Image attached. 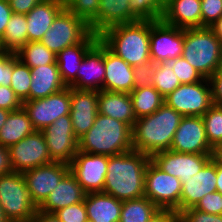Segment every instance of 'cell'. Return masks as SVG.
<instances>
[{"mask_svg":"<svg viewBox=\"0 0 222 222\" xmlns=\"http://www.w3.org/2000/svg\"><path fill=\"white\" fill-rule=\"evenodd\" d=\"M150 160L133 149L110 156L103 193L121 201L144 197L145 171Z\"/></svg>","mask_w":222,"mask_h":222,"instance_id":"6da1fadb","label":"cell"},{"mask_svg":"<svg viewBox=\"0 0 222 222\" xmlns=\"http://www.w3.org/2000/svg\"><path fill=\"white\" fill-rule=\"evenodd\" d=\"M182 117L164 103L153 114L137 118L132 129L133 150L149 157L169 150Z\"/></svg>","mask_w":222,"mask_h":222,"instance_id":"7a4b0ae2","label":"cell"},{"mask_svg":"<svg viewBox=\"0 0 222 222\" xmlns=\"http://www.w3.org/2000/svg\"><path fill=\"white\" fill-rule=\"evenodd\" d=\"M151 21L111 26L99 34L100 41L132 67L151 61Z\"/></svg>","mask_w":222,"mask_h":222,"instance_id":"3957f363","label":"cell"},{"mask_svg":"<svg viewBox=\"0 0 222 222\" xmlns=\"http://www.w3.org/2000/svg\"><path fill=\"white\" fill-rule=\"evenodd\" d=\"M132 149V128L99 113L88 132L78 139V151L83 153L110 157Z\"/></svg>","mask_w":222,"mask_h":222,"instance_id":"277c9868","label":"cell"},{"mask_svg":"<svg viewBox=\"0 0 222 222\" xmlns=\"http://www.w3.org/2000/svg\"><path fill=\"white\" fill-rule=\"evenodd\" d=\"M182 57L209 79L222 67V43L210 27L186 28Z\"/></svg>","mask_w":222,"mask_h":222,"instance_id":"5b68a950","label":"cell"},{"mask_svg":"<svg viewBox=\"0 0 222 222\" xmlns=\"http://www.w3.org/2000/svg\"><path fill=\"white\" fill-rule=\"evenodd\" d=\"M0 205L11 222H30L37 207L32 203L22 173L0 176Z\"/></svg>","mask_w":222,"mask_h":222,"instance_id":"8992f818","label":"cell"},{"mask_svg":"<svg viewBox=\"0 0 222 222\" xmlns=\"http://www.w3.org/2000/svg\"><path fill=\"white\" fill-rule=\"evenodd\" d=\"M182 182L163 172L151 160L145 171L144 196L159 209L174 210L180 213Z\"/></svg>","mask_w":222,"mask_h":222,"instance_id":"52a82bcc","label":"cell"},{"mask_svg":"<svg viewBox=\"0 0 222 222\" xmlns=\"http://www.w3.org/2000/svg\"><path fill=\"white\" fill-rule=\"evenodd\" d=\"M91 33L90 27L84 21L64 7L40 42L57 55L66 47L83 42Z\"/></svg>","mask_w":222,"mask_h":222,"instance_id":"ba28073f","label":"cell"},{"mask_svg":"<svg viewBox=\"0 0 222 222\" xmlns=\"http://www.w3.org/2000/svg\"><path fill=\"white\" fill-rule=\"evenodd\" d=\"M165 104L182 116H203L214 104L209 79L181 84L165 97Z\"/></svg>","mask_w":222,"mask_h":222,"instance_id":"9c48e42d","label":"cell"},{"mask_svg":"<svg viewBox=\"0 0 222 222\" xmlns=\"http://www.w3.org/2000/svg\"><path fill=\"white\" fill-rule=\"evenodd\" d=\"M35 130L42 131L59 117L70 115V87L45 98L22 102Z\"/></svg>","mask_w":222,"mask_h":222,"instance_id":"30bf717a","label":"cell"},{"mask_svg":"<svg viewBox=\"0 0 222 222\" xmlns=\"http://www.w3.org/2000/svg\"><path fill=\"white\" fill-rule=\"evenodd\" d=\"M8 149L13 171L18 173L53 162L44 134L38 130L11 145Z\"/></svg>","mask_w":222,"mask_h":222,"instance_id":"8fae6325","label":"cell"},{"mask_svg":"<svg viewBox=\"0 0 222 222\" xmlns=\"http://www.w3.org/2000/svg\"><path fill=\"white\" fill-rule=\"evenodd\" d=\"M109 156L77 151L69 171L86 193L103 192Z\"/></svg>","mask_w":222,"mask_h":222,"instance_id":"7c38bea8","label":"cell"},{"mask_svg":"<svg viewBox=\"0 0 222 222\" xmlns=\"http://www.w3.org/2000/svg\"><path fill=\"white\" fill-rule=\"evenodd\" d=\"M41 132L44 134L51 160L69 164L78 151V139L74 135L70 115L59 117Z\"/></svg>","mask_w":222,"mask_h":222,"instance_id":"4fadbf2b","label":"cell"},{"mask_svg":"<svg viewBox=\"0 0 222 222\" xmlns=\"http://www.w3.org/2000/svg\"><path fill=\"white\" fill-rule=\"evenodd\" d=\"M184 29L162 20L151 21L150 55L153 63L169 62L182 56Z\"/></svg>","mask_w":222,"mask_h":222,"instance_id":"5bb4252c","label":"cell"},{"mask_svg":"<svg viewBox=\"0 0 222 222\" xmlns=\"http://www.w3.org/2000/svg\"><path fill=\"white\" fill-rule=\"evenodd\" d=\"M68 172L69 164L63 162H52L23 172L32 203L39 208Z\"/></svg>","mask_w":222,"mask_h":222,"instance_id":"9a60e30c","label":"cell"},{"mask_svg":"<svg viewBox=\"0 0 222 222\" xmlns=\"http://www.w3.org/2000/svg\"><path fill=\"white\" fill-rule=\"evenodd\" d=\"M213 155L178 153L169 149L154 154L151 161L163 172L180 179L183 183L199 172Z\"/></svg>","mask_w":222,"mask_h":222,"instance_id":"2e32d148","label":"cell"},{"mask_svg":"<svg viewBox=\"0 0 222 222\" xmlns=\"http://www.w3.org/2000/svg\"><path fill=\"white\" fill-rule=\"evenodd\" d=\"M170 150L178 153L214 154L207 141L201 116H183L174 134Z\"/></svg>","mask_w":222,"mask_h":222,"instance_id":"e0dca14e","label":"cell"},{"mask_svg":"<svg viewBox=\"0 0 222 222\" xmlns=\"http://www.w3.org/2000/svg\"><path fill=\"white\" fill-rule=\"evenodd\" d=\"M98 94L96 90H77L70 87V117L74 135L83 136L94 124L98 115Z\"/></svg>","mask_w":222,"mask_h":222,"instance_id":"ac0fdd59","label":"cell"},{"mask_svg":"<svg viewBox=\"0 0 222 222\" xmlns=\"http://www.w3.org/2000/svg\"><path fill=\"white\" fill-rule=\"evenodd\" d=\"M105 77L104 44L100 39L86 52L76 74L77 90H103Z\"/></svg>","mask_w":222,"mask_h":222,"instance_id":"d6986e66","label":"cell"},{"mask_svg":"<svg viewBox=\"0 0 222 222\" xmlns=\"http://www.w3.org/2000/svg\"><path fill=\"white\" fill-rule=\"evenodd\" d=\"M216 158L212 159L195 175L182 183L180 212L194 207L205 195L216 192Z\"/></svg>","mask_w":222,"mask_h":222,"instance_id":"ffe728a7","label":"cell"},{"mask_svg":"<svg viewBox=\"0 0 222 222\" xmlns=\"http://www.w3.org/2000/svg\"><path fill=\"white\" fill-rule=\"evenodd\" d=\"M105 77L103 90L130 93L134 88V69L104 45Z\"/></svg>","mask_w":222,"mask_h":222,"instance_id":"44dd1931","label":"cell"},{"mask_svg":"<svg viewBox=\"0 0 222 222\" xmlns=\"http://www.w3.org/2000/svg\"><path fill=\"white\" fill-rule=\"evenodd\" d=\"M162 21L183 29L202 27L201 0H164Z\"/></svg>","mask_w":222,"mask_h":222,"instance_id":"7402d4cb","label":"cell"},{"mask_svg":"<svg viewBox=\"0 0 222 222\" xmlns=\"http://www.w3.org/2000/svg\"><path fill=\"white\" fill-rule=\"evenodd\" d=\"M99 40V35L91 33L83 42L66 47L56 55L59 73L66 87L76 83V74L86 52Z\"/></svg>","mask_w":222,"mask_h":222,"instance_id":"603a6c76","label":"cell"},{"mask_svg":"<svg viewBox=\"0 0 222 222\" xmlns=\"http://www.w3.org/2000/svg\"><path fill=\"white\" fill-rule=\"evenodd\" d=\"M86 194L69 171L38 209L43 212L54 213L61 208L84 201Z\"/></svg>","mask_w":222,"mask_h":222,"instance_id":"cb8c5ba5","label":"cell"},{"mask_svg":"<svg viewBox=\"0 0 222 222\" xmlns=\"http://www.w3.org/2000/svg\"><path fill=\"white\" fill-rule=\"evenodd\" d=\"M64 8V0H43L26 14L28 42L40 41Z\"/></svg>","mask_w":222,"mask_h":222,"instance_id":"d4e9b609","label":"cell"},{"mask_svg":"<svg viewBox=\"0 0 222 222\" xmlns=\"http://www.w3.org/2000/svg\"><path fill=\"white\" fill-rule=\"evenodd\" d=\"M98 113L122 121L132 129L136 121L130 93L126 92L99 91Z\"/></svg>","mask_w":222,"mask_h":222,"instance_id":"484cf974","label":"cell"},{"mask_svg":"<svg viewBox=\"0 0 222 222\" xmlns=\"http://www.w3.org/2000/svg\"><path fill=\"white\" fill-rule=\"evenodd\" d=\"M31 69L30 100L45 98L64 88L57 64H48Z\"/></svg>","mask_w":222,"mask_h":222,"instance_id":"4316f807","label":"cell"},{"mask_svg":"<svg viewBox=\"0 0 222 222\" xmlns=\"http://www.w3.org/2000/svg\"><path fill=\"white\" fill-rule=\"evenodd\" d=\"M86 213L94 222H119L122 201L103 192L87 193L85 197Z\"/></svg>","mask_w":222,"mask_h":222,"instance_id":"83f0119b","label":"cell"},{"mask_svg":"<svg viewBox=\"0 0 222 222\" xmlns=\"http://www.w3.org/2000/svg\"><path fill=\"white\" fill-rule=\"evenodd\" d=\"M34 131L35 128L23 107L10 111L4 126L0 129V144L9 148Z\"/></svg>","mask_w":222,"mask_h":222,"instance_id":"f1b7e54d","label":"cell"},{"mask_svg":"<svg viewBox=\"0 0 222 222\" xmlns=\"http://www.w3.org/2000/svg\"><path fill=\"white\" fill-rule=\"evenodd\" d=\"M129 0H100L98 12V35L107 28L132 23Z\"/></svg>","mask_w":222,"mask_h":222,"instance_id":"f546056e","label":"cell"},{"mask_svg":"<svg viewBox=\"0 0 222 222\" xmlns=\"http://www.w3.org/2000/svg\"><path fill=\"white\" fill-rule=\"evenodd\" d=\"M28 42L25 14L13 13L0 39L2 51L16 53Z\"/></svg>","mask_w":222,"mask_h":222,"instance_id":"4dcf8cb0","label":"cell"},{"mask_svg":"<svg viewBox=\"0 0 222 222\" xmlns=\"http://www.w3.org/2000/svg\"><path fill=\"white\" fill-rule=\"evenodd\" d=\"M133 112L137 118L151 115L164 103L165 98L153 87L134 88L130 92Z\"/></svg>","mask_w":222,"mask_h":222,"instance_id":"1f68e13d","label":"cell"},{"mask_svg":"<svg viewBox=\"0 0 222 222\" xmlns=\"http://www.w3.org/2000/svg\"><path fill=\"white\" fill-rule=\"evenodd\" d=\"M160 209L147 197L122 201L119 222H147Z\"/></svg>","mask_w":222,"mask_h":222,"instance_id":"d6a6232c","label":"cell"},{"mask_svg":"<svg viewBox=\"0 0 222 222\" xmlns=\"http://www.w3.org/2000/svg\"><path fill=\"white\" fill-rule=\"evenodd\" d=\"M16 55L29 68L57 64L56 55L40 41L27 42Z\"/></svg>","mask_w":222,"mask_h":222,"instance_id":"836d02e7","label":"cell"},{"mask_svg":"<svg viewBox=\"0 0 222 222\" xmlns=\"http://www.w3.org/2000/svg\"><path fill=\"white\" fill-rule=\"evenodd\" d=\"M100 0H64V7L75 17L84 21L92 33L98 35V12Z\"/></svg>","mask_w":222,"mask_h":222,"instance_id":"e575fe53","label":"cell"},{"mask_svg":"<svg viewBox=\"0 0 222 222\" xmlns=\"http://www.w3.org/2000/svg\"><path fill=\"white\" fill-rule=\"evenodd\" d=\"M31 69L25 65L16 53H13V73L10 88L21 102L30 101Z\"/></svg>","mask_w":222,"mask_h":222,"instance_id":"d590c367","label":"cell"},{"mask_svg":"<svg viewBox=\"0 0 222 222\" xmlns=\"http://www.w3.org/2000/svg\"><path fill=\"white\" fill-rule=\"evenodd\" d=\"M132 22L159 21L164 14V0H129Z\"/></svg>","mask_w":222,"mask_h":222,"instance_id":"8d00e7d4","label":"cell"},{"mask_svg":"<svg viewBox=\"0 0 222 222\" xmlns=\"http://www.w3.org/2000/svg\"><path fill=\"white\" fill-rule=\"evenodd\" d=\"M153 78V87L164 98L181 85L169 62L157 63Z\"/></svg>","mask_w":222,"mask_h":222,"instance_id":"74e56055","label":"cell"},{"mask_svg":"<svg viewBox=\"0 0 222 222\" xmlns=\"http://www.w3.org/2000/svg\"><path fill=\"white\" fill-rule=\"evenodd\" d=\"M202 119L207 141L213 149H216L222 143V107L213 104Z\"/></svg>","mask_w":222,"mask_h":222,"instance_id":"f35d334b","label":"cell"},{"mask_svg":"<svg viewBox=\"0 0 222 222\" xmlns=\"http://www.w3.org/2000/svg\"><path fill=\"white\" fill-rule=\"evenodd\" d=\"M169 63L181 84L195 83L204 79L182 56Z\"/></svg>","mask_w":222,"mask_h":222,"instance_id":"ab89813d","label":"cell"},{"mask_svg":"<svg viewBox=\"0 0 222 222\" xmlns=\"http://www.w3.org/2000/svg\"><path fill=\"white\" fill-rule=\"evenodd\" d=\"M61 222H87L85 202H79L54 212Z\"/></svg>","mask_w":222,"mask_h":222,"instance_id":"60d3db41","label":"cell"},{"mask_svg":"<svg viewBox=\"0 0 222 222\" xmlns=\"http://www.w3.org/2000/svg\"><path fill=\"white\" fill-rule=\"evenodd\" d=\"M202 27H210L222 16V0H201Z\"/></svg>","mask_w":222,"mask_h":222,"instance_id":"b9f144b4","label":"cell"},{"mask_svg":"<svg viewBox=\"0 0 222 222\" xmlns=\"http://www.w3.org/2000/svg\"><path fill=\"white\" fill-rule=\"evenodd\" d=\"M155 67L156 63H153L152 61L133 67L135 88H143L153 85Z\"/></svg>","mask_w":222,"mask_h":222,"instance_id":"7bdbcfd3","label":"cell"},{"mask_svg":"<svg viewBox=\"0 0 222 222\" xmlns=\"http://www.w3.org/2000/svg\"><path fill=\"white\" fill-rule=\"evenodd\" d=\"M193 208L205 213L222 215V194L217 191L208 193Z\"/></svg>","mask_w":222,"mask_h":222,"instance_id":"ee69618b","label":"cell"},{"mask_svg":"<svg viewBox=\"0 0 222 222\" xmlns=\"http://www.w3.org/2000/svg\"><path fill=\"white\" fill-rule=\"evenodd\" d=\"M179 222H222V215L205 213L192 207L179 213Z\"/></svg>","mask_w":222,"mask_h":222,"instance_id":"f6af8a7d","label":"cell"},{"mask_svg":"<svg viewBox=\"0 0 222 222\" xmlns=\"http://www.w3.org/2000/svg\"><path fill=\"white\" fill-rule=\"evenodd\" d=\"M13 73V52L0 53V85L10 87Z\"/></svg>","mask_w":222,"mask_h":222,"instance_id":"bcb514c9","label":"cell"},{"mask_svg":"<svg viewBox=\"0 0 222 222\" xmlns=\"http://www.w3.org/2000/svg\"><path fill=\"white\" fill-rule=\"evenodd\" d=\"M21 107L22 102L15 95L14 91L8 86L0 85V108L15 111Z\"/></svg>","mask_w":222,"mask_h":222,"instance_id":"7dc6e473","label":"cell"},{"mask_svg":"<svg viewBox=\"0 0 222 222\" xmlns=\"http://www.w3.org/2000/svg\"><path fill=\"white\" fill-rule=\"evenodd\" d=\"M209 81L213 103L222 107V67L209 78Z\"/></svg>","mask_w":222,"mask_h":222,"instance_id":"c3c4849f","label":"cell"},{"mask_svg":"<svg viewBox=\"0 0 222 222\" xmlns=\"http://www.w3.org/2000/svg\"><path fill=\"white\" fill-rule=\"evenodd\" d=\"M43 0H8L13 13L27 14Z\"/></svg>","mask_w":222,"mask_h":222,"instance_id":"681fc988","label":"cell"},{"mask_svg":"<svg viewBox=\"0 0 222 222\" xmlns=\"http://www.w3.org/2000/svg\"><path fill=\"white\" fill-rule=\"evenodd\" d=\"M13 14L8 0H0V39L3 37L7 23Z\"/></svg>","mask_w":222,"mask_h":222,"instance_id":"f907efd6","label":"cell"},{"mask_svg":"<svg viewBox=\"0 0 222 222\" xmlns=\"http://www.w3.org/2000/svg\"><path fill=\"white\" fill-rule=\"evenodd\" d=\"M147 222H179V214L174 210L160 209Z\"/></svg>","mask_w":222,"mask_h":222,"instance_id":"816d5d0a","label":"cell"},{"mask_svg":"<svg viewBox=\"0 0 222 222\" xmlns=\"http://www.w3.org/2000/svg\"><path fill=\"white\" fill-rule=\"evenodd\" d=\"M13 171L8 147L0 144V176Z\"/></svg>","mask_w":222,"mask_h":222,"instance_id":"f5cc1de1","label":"cell"},{"mask_svg":"<svg viewBox=\"0 0 222 222\" xmlns=\"http://www.w3.org/2000/svg\"><path fill=\"white\" fill-rule=\"evenodd\" d=\"M30 222H61L54 213L40 211L38 208Z\"/></svg>","mask_w":222,"mask_h":222,"instance_id":"db71d44e","label":"cell"},{"mask_svg":"<svg viewBox=\"0 0 222 222\" xmlns=\"http://www.w3.org/2000/svg\"><path fill=\"white\" fill-rule=\"evenodd\" d=\"M216 191L222 194V163L216 159Z\"/></svg>","mask_w":222,"mask_h":222,"instance_id":"11a10c76","label":"cell"},{"mask_svg":"<svg viewBox=\"0 0 222 222\" xmlns=\"http://www.w3.org/2000/svg\"><path fill=\"white\" fill-rule=\"evenodd\" d=\"M210 28L222 43V16Z\"/></svg>","mask_w":222,"mask_h":222,"instance_id":"9f6ffc18","label":"cell"},{"mask_svg":"<svg viewBox=\"0 0 222 222\" xmlns=\"http://www.w3.org/2000/svg\"><path fill=\"white\" fill-rule=\"evenodd\" d=\"M10 111L0 108V129L4 126Z\"/></svg>","mask_w":222,"mask_h":222,"instance_id":"6f0895ef","label":"cell"},{"mask_svg":"<svg viewBox=\"0 0 222 222\" xmlns=\"http://www.w3.org/2000/svg\"><path fill=\"white\" fill-rule=\"evenodd\" d=\"M219 162L222 163V143L214 149V155H213Z\"/></svg>","mask_w":222,"mask_h":222,"instance_id":"680465c9","label":"cell"},{"mask_svg":"<svg viewBox=\"0 0 222 222\" xmlns=\"http://www.w3.org/2000/svg\"><path fill=\"white\" fill-rule=\"evenodd\" d=\"M0 222H11L5 215L4 210L0 205Z\"/></svg>","mask_w":222,"mask_h":222,"instance_id":"91938a15","label":"cell"}]
</instances>
